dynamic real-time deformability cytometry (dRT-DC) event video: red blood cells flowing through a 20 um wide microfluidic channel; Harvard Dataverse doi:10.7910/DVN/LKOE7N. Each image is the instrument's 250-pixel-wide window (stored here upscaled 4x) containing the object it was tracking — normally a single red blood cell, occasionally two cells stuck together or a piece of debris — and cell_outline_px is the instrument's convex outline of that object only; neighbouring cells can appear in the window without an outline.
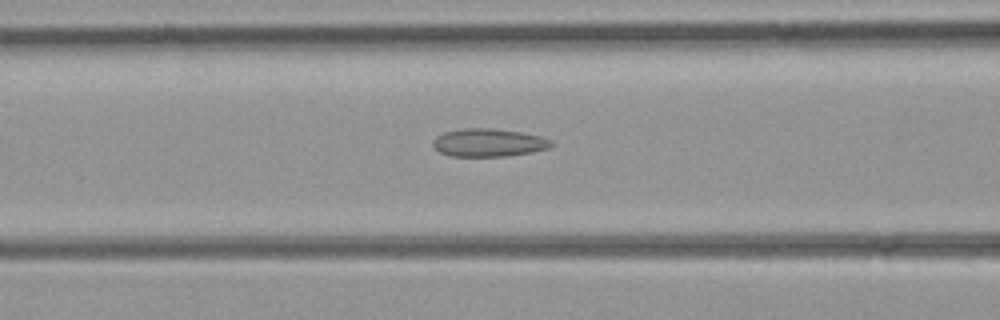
{"species": "common noctule bat (a hibernating species)", "species_latin": "Nyctalus noctula", "temperature_condition": "room temperature", "stored_images_in_passage": 10, "camera_frame_rate_fps": 3000, "um_per_image_px": 0.085, "animal": {"sex": "female", "body_mass_g": 21.9}, "frame": {"image": 1, "passage_image": 5, "time_ms": 1.333, "image_size_px": [1000, 320], "cell_outline_px": [[552, 144], [548, 148], [532, 152], [508, 156], [452, 156], [440, 152], [432, 144], [432, 140], [436, 136], [444, 132], [460, 128], [492, 128], [520, 132], [540, 136], [552, 140]], "centroid_in_image_um": [41.51, 12.12], "position_along_channel_um": 125.1, "area_um2": 19.31}}
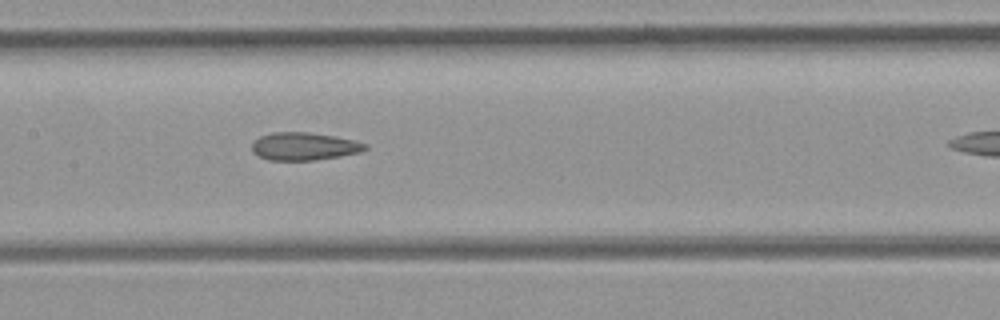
{"frame": {"image": 2, "passage_image": 9, "time_ms": 2.667, "image_size_px": [1000, 320], "cell_outline_px": [[368, 148], [360, 152], [340, 156], [316, 160], [268, 160], [252, 152], [252, 144], [260, 136], [272, 132], [308, 132], [336, 136], [356, 140], [368, 144]], "centroid_in_image_um": [25.88, 12.43], "position_along_channel_um": 181.5, "area_um2": 18.44}}